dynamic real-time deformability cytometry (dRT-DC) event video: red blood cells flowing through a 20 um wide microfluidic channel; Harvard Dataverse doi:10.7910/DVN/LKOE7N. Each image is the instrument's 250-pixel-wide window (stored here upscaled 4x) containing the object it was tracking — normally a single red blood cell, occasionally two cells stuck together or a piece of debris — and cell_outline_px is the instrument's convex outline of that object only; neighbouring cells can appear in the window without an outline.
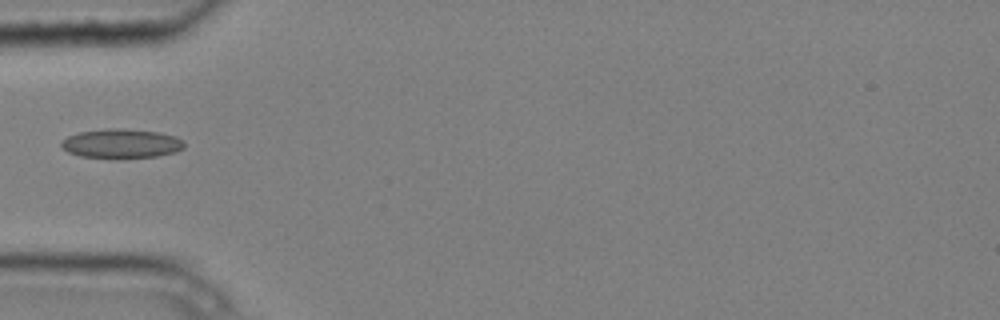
{"species": "common noctule bat (a hibernating species)", "species_latin": "Nyctalus noctula", "temperature_condition": "cold", "stored_images_in_passage": 6, "camera_frame_rate_fps": 3000, "um_per_image_px": 0.085, "animal": {"sex": "male", "body_mass_g": 20.4}, "frame": {"image": 1, "passage_image": 5, "time_ms": 1.333, "image_size_px": [1000, 320], "cell_outline_px": [[184, 148], [176, 152], [156, 156], [116, 160], [112, 160], [80, 156], [68, 152], [60, 144], [68, 136], [80, 132], [108, 128], [116, 128], [156, 132], [176, 136], [184, 140]], "centroid_in_image_um": [10.33, 12.24], "position_along_channel_um": 74.7, "area_um2": 21.33}}
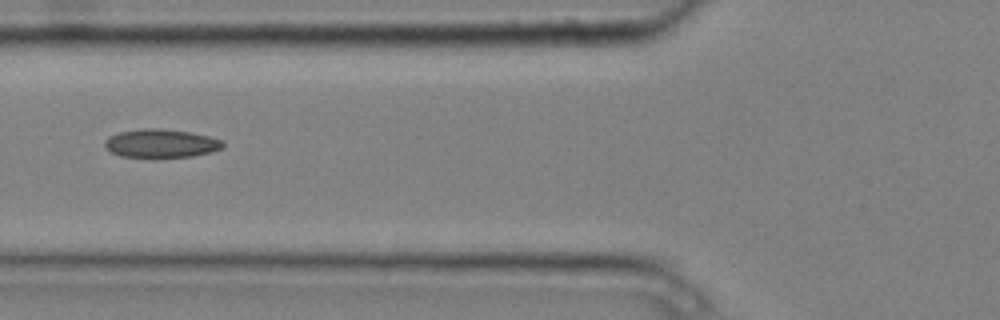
{"frame": {"image": 2, "passage_image": 6, "time_ms": 1.667, "image_size_px": [1000, 320], "cell_outline_px": [[224, 148], [212, 152], [192, 156], [120, 156], [104, 148], [104, 140], [108, 136], [120, 132], [144, 128], [160, 128], [192, 132], [208, 136], [220, 140], [224, 144]], "centroid_in_image_um": [13.68, 12.17], "position_along_channel_um": 112.1, "area_um2": 19.42}}